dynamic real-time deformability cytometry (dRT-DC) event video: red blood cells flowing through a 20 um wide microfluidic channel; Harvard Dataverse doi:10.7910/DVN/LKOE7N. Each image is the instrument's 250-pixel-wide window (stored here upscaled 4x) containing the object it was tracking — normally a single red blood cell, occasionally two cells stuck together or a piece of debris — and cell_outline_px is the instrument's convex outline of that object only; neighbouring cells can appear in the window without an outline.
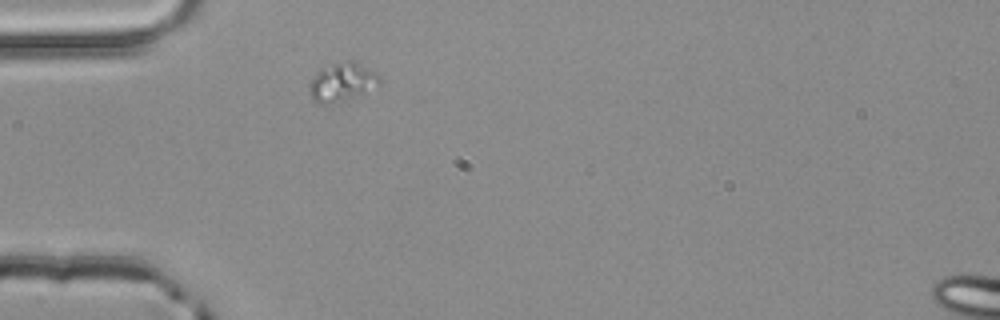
{"species": "common noctule bat (a hibernating species)", "species_latin": "Nyctalus noctula", "temperature_condition": "room temperature", "stored_images_in_passage": 1, "camera_frame_rate_fps": 3000, "um_per_image_px": 0.085, "animal": {"sex": "male", "body_mass_g": 20.4}, "frame": {"image": 1, "passage_image": 1, "time_ms": 0.0, "image_size_px": [1000, 320], "cell_outline_px": [[380, 84], [344, 100], [320, 104], [316, 104], [312, 100], [308, 92], [308, 84], [312, 76], [320, 68], [344, 60], [352, 60], [376, 72], [380, 76]], "centroid_in_image_um": [29.0, 6.95], "position_along_channel_um": 56.0, "area_um2": 15.72}}